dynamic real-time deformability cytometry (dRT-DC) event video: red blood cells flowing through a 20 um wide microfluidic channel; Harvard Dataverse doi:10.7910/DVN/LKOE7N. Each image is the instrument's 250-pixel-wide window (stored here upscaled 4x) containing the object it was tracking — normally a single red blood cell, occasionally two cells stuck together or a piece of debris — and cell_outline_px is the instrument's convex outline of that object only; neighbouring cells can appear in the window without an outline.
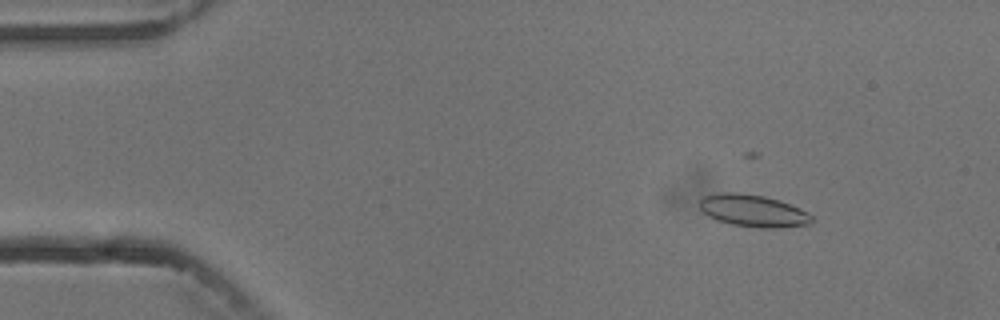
{"species": "common noctule bat (a hibernating species)", "species_latin": "Nyctalus noctula", "temperature_condition": "cold", "stored_images_in_passage": 6, "camera_frame_rate_fps": 3000, "um_per_image_px": 0.085, "animal": {"sex": "male", "body_mass_g": 13.3}, "frame": {"image": 1, "passage_image": 3, "time_ms": 2.333, "image_size_px": [1000, 320], "cell_outline_px": [[812, 224], [780, 228], [760, 228], [732, 224], [716, 220], [708, 216], [700, 208], [700, 200], [704, 196], [720, 192], [740, 192], [764, 196], [780, 200], [800, 208], [808, 212], [812, 216]], "centroid_in_image_um": [64.04, 17.91], "position_along_channel_um": 21.0, "area_um2": 21.21}}
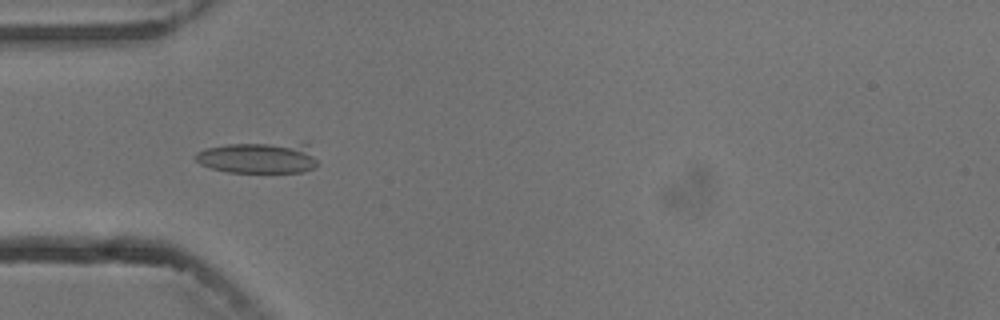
{"frame": {"image": 2, "passage_image": 6, "time_ms": 5.667, "image_size_px": [1000, 320], "cell_outline_px": [[316, 164], [312, 168], [304, 172], [228, 172], [212, 168], [200, 164], [192, 156], [196, 152], [204, 148], [228, 144], [308, 144], [316, 160]], "centroid_in_image_um": [21.9, 13.42], "position_along_channel_um": 63.1, "area_um2": 21.91}}